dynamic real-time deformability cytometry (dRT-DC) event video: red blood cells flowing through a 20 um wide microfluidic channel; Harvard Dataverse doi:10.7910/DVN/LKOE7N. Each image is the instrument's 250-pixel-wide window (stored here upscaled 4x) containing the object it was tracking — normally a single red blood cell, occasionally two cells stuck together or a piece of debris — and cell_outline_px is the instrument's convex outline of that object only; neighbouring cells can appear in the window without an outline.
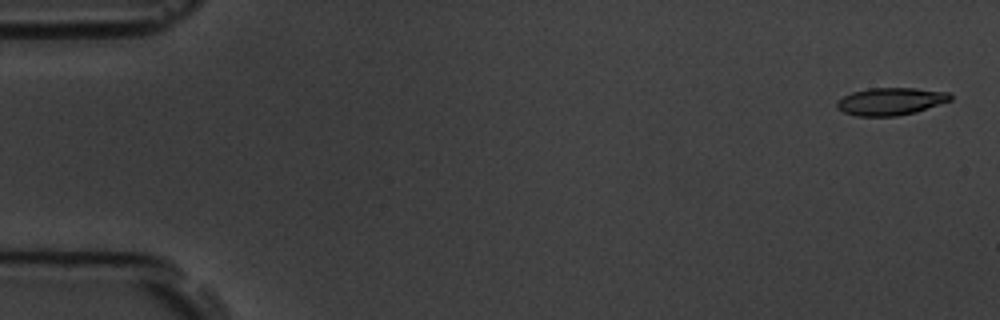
{"species": "common noctule bat (a hibernating species)", "species_latin": "Nyctalus noctula", "temperature_condition": "room temperature", "stored_images_in_passage": 4, "camera_frame_rate_fps": 3000, "um_per_image_px": 0.085, "animal": {"sex": "male", "body_mass_g": 19.5, "forearm_length_mm": 54.6}, "frame": {"image": 1, "passage_image": 1, "time_ms": 0.0, "image_size_px": [1000, 320], "cell_outline_px": [[952, 100], [916, 112], [896, 116], [856, 116], [844, 112], [836, 108], [836, 100], [852, 92], [868, 88], [916, 88], [948, 92], [952, 96]], "centroid_in_image_um": [75.69, 8.61], "position_along_channel_um": 9.3, "area_um2": 18.26}}
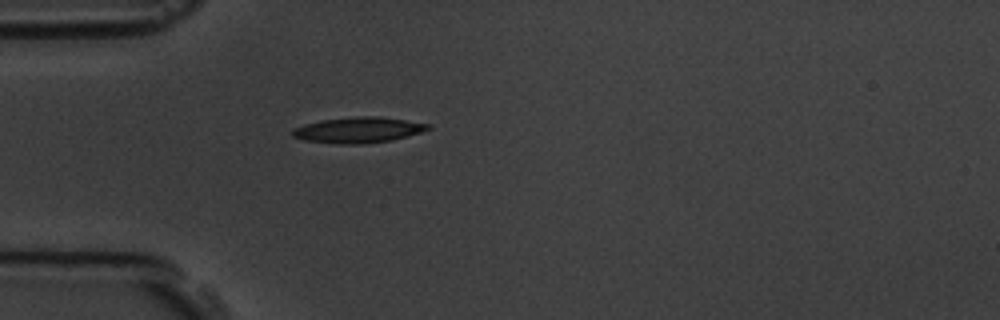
{"frame": {"image": 2, "passage_image": 4, "time_ms": 4.667, "image_size_px": [1000, 320], "cell_outline_px": [[432, 128], [408, 136], [392, 140], [364, 144], [336, 144], [304, 140], [292, 136], [292, 128], [304, 124], [324, 120], [356, 116], [380, 116], [432, 124]], "centroid_in_image_um": [30.47, 11.05], "position_along_channel_um": 54.5, "area_um2": 20.46}}